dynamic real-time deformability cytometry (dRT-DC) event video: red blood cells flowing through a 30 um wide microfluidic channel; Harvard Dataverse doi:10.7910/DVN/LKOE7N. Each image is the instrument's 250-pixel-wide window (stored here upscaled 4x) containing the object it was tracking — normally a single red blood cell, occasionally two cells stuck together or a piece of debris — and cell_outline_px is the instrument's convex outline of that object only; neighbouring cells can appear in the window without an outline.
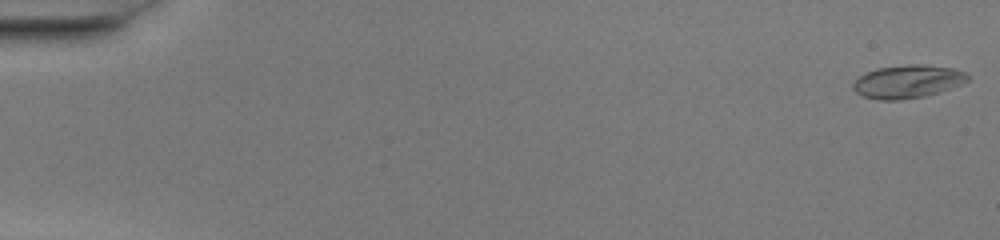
{"species": "common noctule bat (a hibernating species)", "species_latin": "Nyctalus noctula", "temperature_condition": "warm", "stored_images_in_passage": 51, "camera_frame_rate_fps": 3000, "um_per_image_px": 0.085, "animal": {"sex": "female", "body_mass_g": 20.0, "forearm_length_mm": 54.0}, "frame": {"image": 1, "passage_image": 1, "time_ms": 0.0, "image_size_px": [1000, 240], "cell_outline_px": [[968, 80], [960, 84], [940, 92], [924, 96], [900, 100], [880, 100], [864, 96], [856, 92], [852, 88], [852, 84], [860, 76], [876, 68], [908, 64], [924, 64], [952, 68], [964, 72], [968, 76]], "centroid_in_image_um": [77.13, 6.93], "position_along_channel_um": 7.9, "area_um2": 21.96}}
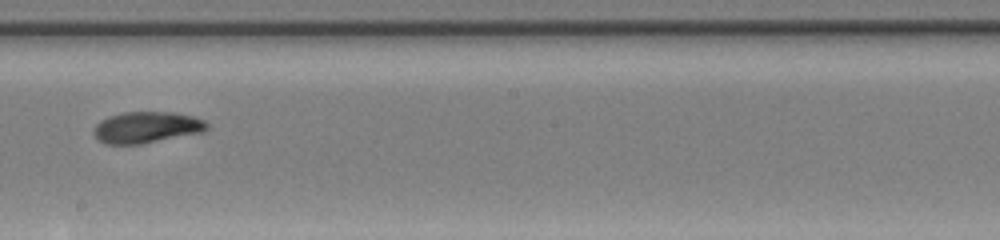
{"frame": {"image": 2, "passage_image": 30, "time_ms": 9.667, "image_size_px": [1000, 240], "cell_outline_px": [[208, 128], [204, 132], [140, 144], [104, 144], [92, 132], [96, 124], [100, 120], [108, 116], [124, 112], [172, 112], [192, 116], [204, 120], [208, 124]], "centroid_in_image_um": [12.46, 10.82], "position_along_channel_um": 235.7, "area_um2": 20.69}}
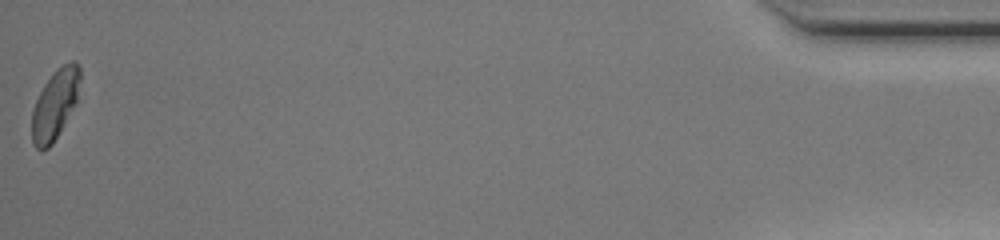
{"frame": {"image": 3, "passage_image": 51, "time_ms": 16.667, "image_size_px": [1000, 240], "cell_outline_px": [[80, 80], [76, 100], [52, 144], [48, 148], [40, 152], [32, 144], [32, 112], [36, 100], [44, 84], [64, 64], [72, 60], [76, 60], [80, 64]], "centroid_in_image_um": [4.66, 8.89], "position_along_channel_um": 430.5, "area_um2": 19.02}, "authors_computed_cell_mechanics": {"area_um2": 20.9236, "velocity_mm_per_s": 4.0764, "shape_relaxation_time_tau1_ms": 5.6427, "shape_relaxation_time_tau2_ms": 1.7332, "deformation_change_tau1": 0.2256, "deformation_change_tau2": 0.0517}}